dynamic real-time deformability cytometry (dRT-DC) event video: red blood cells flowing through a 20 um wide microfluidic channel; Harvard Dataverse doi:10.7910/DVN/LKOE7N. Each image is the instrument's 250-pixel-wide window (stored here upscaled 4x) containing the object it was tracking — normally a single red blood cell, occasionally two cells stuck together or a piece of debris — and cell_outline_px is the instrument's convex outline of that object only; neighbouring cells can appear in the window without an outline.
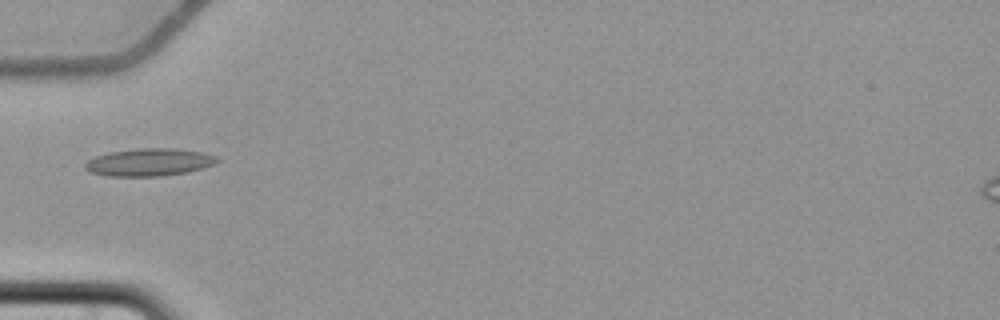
{"species": "common noctule bat (a hibernating species)", "species_latin": "Nyctalus noctula", "temperature_condition": "cold", "stored_images_in_passage": 5, "camera_frame_rate_fps": 3000, "um_per_image_px": 0.085, "animal": {"sex": "female", "body_mass_g": 22.7, "forearm_length_mm": 54.2}, "frame": {"image": 1, "passage_image": 2, "time_ms": 2.333, "image_size_px": [1000, 320], "cell_outline_px": [[220, 160], [204, 168], [188, 172], [160, 176], [108, 176], [88, 172], [84, 168], [84, 164], [88, 160], [96, 156], [108, 152], [140, 148], [180, 148], [200, 152], [216, 156]], "centroid_in_image_um": [12.66, 13.79], "position_along_channel_um": 72.3, "area_um2": 21.33}}
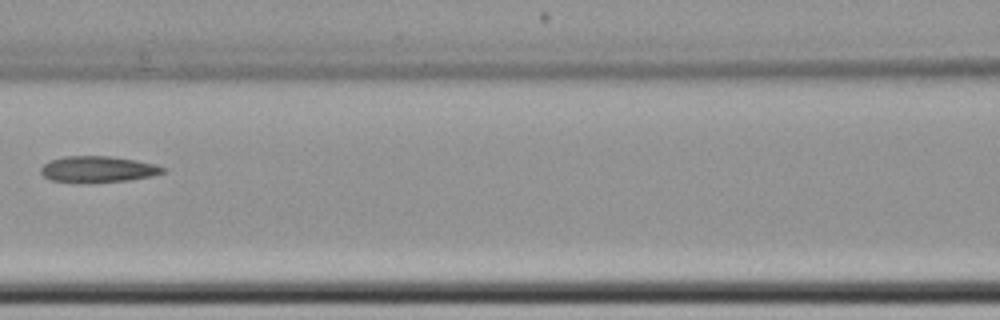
{"frame": {"image": 2, "passage_image": 4, "time_ms": 4.667, "image_size_px": [1000, 320], "cell_outline_px": [[164, 172], [152, 176], [128, 180], [52, 180], [44, 176], [40, 172], [40, 168], [44, 164], [52, 160], [64, 156], [108, 156], [136, 160], [156, 164], [164, 168]], "centroid_in_image_um": [8.35, 14.34], "position_along_channel_um": 158.2, "area_um2": 17.69}}
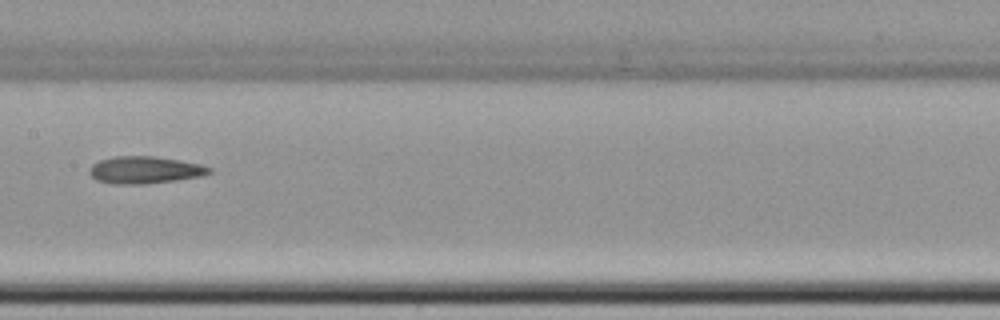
{"frame": {"image": 3, "passage_image": 5, "time_ms": 5.667, "image_size_px": [1000, 320], "cell_outline_px": [[212, 172], [204, 176], [176, 180], [144, 184], [112, 184], [96, 180], [88, 172], [88, 168], [92, 164], [100, 160], [112, 156], [156, 156], [180, 160], [200, 164], [212, 168]], "centroid_in_image_um": [12.31, 14.44], "position_along_channel_um": 195.1, "area_um2": 19.25}}